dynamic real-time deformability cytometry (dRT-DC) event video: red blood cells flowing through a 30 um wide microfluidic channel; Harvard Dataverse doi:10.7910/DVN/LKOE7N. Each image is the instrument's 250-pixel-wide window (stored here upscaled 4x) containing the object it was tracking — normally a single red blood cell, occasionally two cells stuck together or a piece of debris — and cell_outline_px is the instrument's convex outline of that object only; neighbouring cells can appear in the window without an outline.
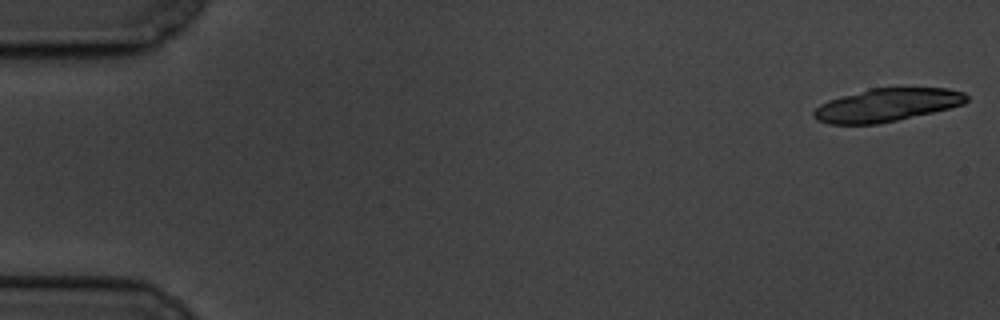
{"species": "common noctule bat (a hibernating species)", "species_latin": "Nyctalus noctula", "temperature_condition": "cold", "stored_images_in_passage": 21, "camera_frame_rate_fps": 3000, "um_per_image_px": 0.085, "animal": {"sex": "male", "body_mass_g": 19.5, "forearm_length_mm": 54.6}, "frame": {"image": 1, "passage_image": 1, "time_ms": 0.0, "image_size_px": [1000, 320], "cell_outline_px": [[968, 100], [964, 104], [932, 112], [896, 120], [876, 124], [828, 124], [816, 120], [812, 116], [812, 112], [820, 104], [828, 100], [868, 88], [948, 88], [964, 92], [968, 96]], "centroid_in_image_um": [75.35, 8.92], "position_along_channel_um": 9.6, "area_um2": 29.42}}